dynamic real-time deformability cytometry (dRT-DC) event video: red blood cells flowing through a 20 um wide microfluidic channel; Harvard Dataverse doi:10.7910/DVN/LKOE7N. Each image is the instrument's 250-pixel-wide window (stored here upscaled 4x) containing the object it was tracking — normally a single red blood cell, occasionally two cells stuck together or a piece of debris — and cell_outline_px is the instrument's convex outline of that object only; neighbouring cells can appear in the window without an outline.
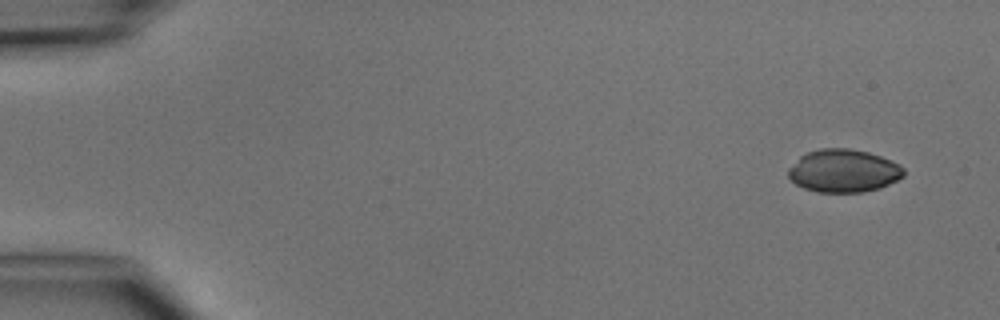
{"species": "common noctule bat (a hibernating species)", "species_latin": "Nyctalus noctula", "temperature_condition": "cold", "stored_images_in_passage": 4, "camera_frame_rate_fps": 3000, "um_per_image_px": 0.085, "animal": {"sex": "male", "body_mass_g": 15.6}, "frame": {"image": 1, "passage_image": 1, "time_ms": 0.0, "image_size_px": [1000, 320], "cell_outline_px": [[904, 176], [880, 188], [864, 192], [816, 192], [804, 188], [796, 184], [788, 176], [788, 168], [800, 156], [808, 152], [820, 148], [848, 148], [868, 152], [880, 156], [900, 164], [904, 168]], "centroid_in_image_um": [71.7, 14.52], "position_along_channel_um": 13.3, "area_um2": 28.9}}
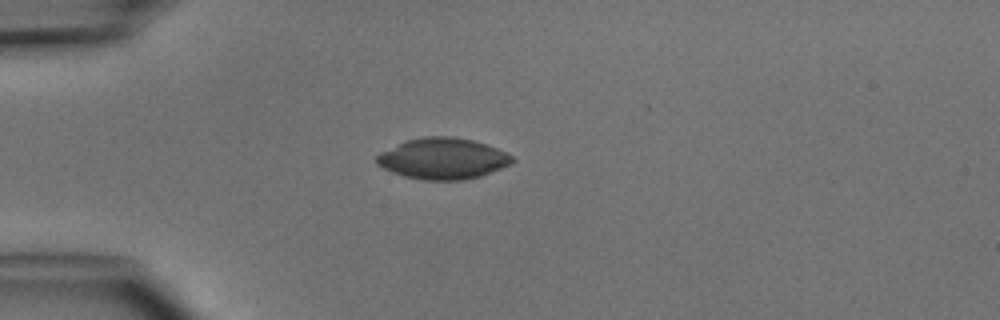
{"frame": {"image": 2, "passage_image": 4, "time_ms": 3.333, "image_size_px": [1000, 320], "cell_outline_px": [[516, 160], [512, 164], [480, 176], [464, 180], [424, 180], [404, 176], [392, 172], [376, 164], [376, 156], [380, 152], [408, 140], [424, 136], [452, 136], [472, 140], [496, 148], [512, 156]], "centroid_in_image_um": [37.64, 13.48], "position_along_channel_um": 47.4, "area_um2": 32.31}}